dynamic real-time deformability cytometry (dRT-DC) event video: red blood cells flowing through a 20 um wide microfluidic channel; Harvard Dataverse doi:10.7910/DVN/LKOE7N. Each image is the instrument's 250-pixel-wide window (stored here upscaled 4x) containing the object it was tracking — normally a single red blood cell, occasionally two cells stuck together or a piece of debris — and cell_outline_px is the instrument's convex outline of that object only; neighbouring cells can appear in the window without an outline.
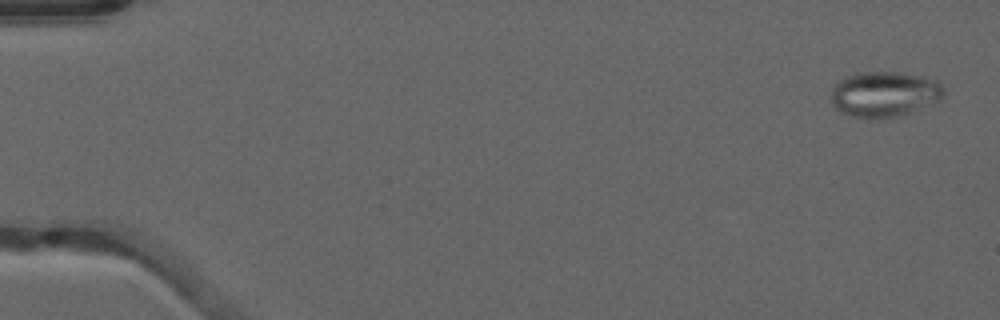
{"species": "common noctule bat (a hibernating species)", "species_latin": "Nyctalus noctula", "temperature_condition": "warm", "stored_images_in_passage": 52, "segment_of_instrument_passage": [1, 2], "camera_frame_rate_fps": 3000, "um_per_image_px": 0.085, "animal": {"sex": "male", "forearm_length_mm": 52.5}, "frame": {"image": 1, "passage_image": 2, "time_ms": 0.333, "image_size_px": [1000, 320], "cell_outline_px": [[944, 100], [908, 112], [892, 116], [852, 116], [836, 108], [832, 104], [832, 88], [844, 76], [860, 72], [900, 72], [924, 76], [936, 80], [944, 88]], "centroid_in_image_um": [75.22, 7.95], "position_along_channel_um": 9.8, "area_um2": 29.36}}